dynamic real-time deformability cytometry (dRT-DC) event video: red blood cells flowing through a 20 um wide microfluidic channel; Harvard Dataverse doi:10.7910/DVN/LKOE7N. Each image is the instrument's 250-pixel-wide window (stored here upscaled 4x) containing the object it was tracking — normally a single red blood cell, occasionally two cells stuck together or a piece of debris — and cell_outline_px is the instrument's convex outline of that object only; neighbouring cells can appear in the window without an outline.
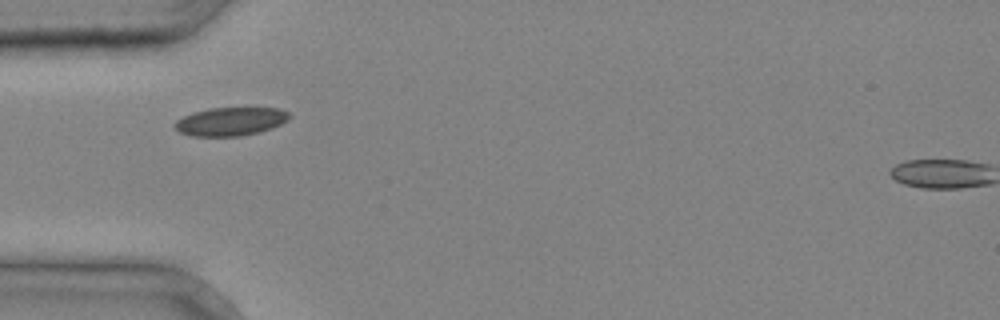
{"species": "common noctule bat (a hibernating species)", "species_latin": "Nyctalus noctula", "temperature_condition": "cold", "stored_images_in_passage": 1, "camera_frame_rate_fps": 3000, "um_per_image_px": 0.085, "animal": {"sex": "male", "body_mass_g": 20.4}, "frame": {"image": 1, "passage_image": 1, "time_ms": 0.0, "image_size_px": [1000, 320], "cell_outline_px": [[292, 116], [288, 120], [280, 124], [256, 132], [240, 136], [192, 136], [180, 132], [172, 124], [176, 120], [192, 112], [208, 108], [280, 108], [288, 112]], "centroid_in_image_um": [19.57, 10.31], "position_along_channel_um": 65.4, "area_um2": 18.84}}